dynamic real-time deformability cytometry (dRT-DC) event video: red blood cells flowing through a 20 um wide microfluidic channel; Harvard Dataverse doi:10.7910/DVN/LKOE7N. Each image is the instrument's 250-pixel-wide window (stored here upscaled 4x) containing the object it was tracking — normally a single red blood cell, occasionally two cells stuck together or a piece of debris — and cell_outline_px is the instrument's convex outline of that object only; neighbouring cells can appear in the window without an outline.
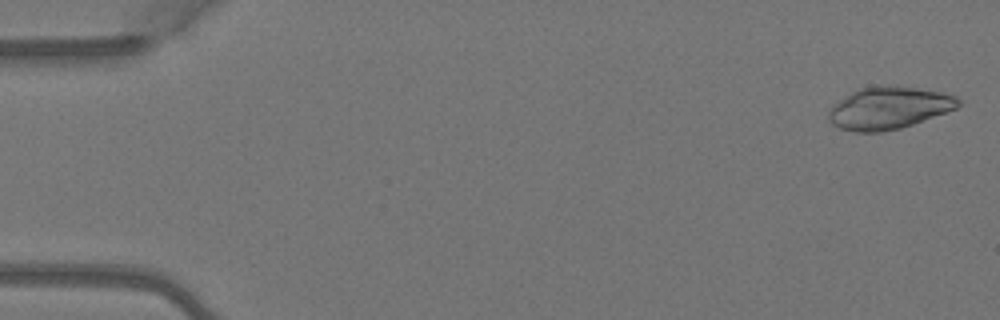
{"species": "Egyptian fruit bat (a non-hibernating species)", "species_latin": "Rousettus aegyptiacus", "temperature_condition": "warm", "stored_images_in_passage": 3, "camera_frame_rate_fps": 3000, "um_per_image_px": 0.085, "animal": {"sex": "female"}, "frame": {"image": 1, "passage_image": 1, "time_ms": 0.0, "image_size_px": [1000, 320], "cell_outline_px": [[960, 104], [956, 108], [912, 124], [900, 128], [884, 132], [856, 132], [840, 128], [832, 124], [828, 120], [828, 112], [832, 104], [852, 92], [860, 88], [896, 84], [944, 92], [956, 96], [960, 100]], "centroid_in_image_um": [75.54, 9.16], "position_along_channel_um": 9.5, "area_um2": 32.08}}